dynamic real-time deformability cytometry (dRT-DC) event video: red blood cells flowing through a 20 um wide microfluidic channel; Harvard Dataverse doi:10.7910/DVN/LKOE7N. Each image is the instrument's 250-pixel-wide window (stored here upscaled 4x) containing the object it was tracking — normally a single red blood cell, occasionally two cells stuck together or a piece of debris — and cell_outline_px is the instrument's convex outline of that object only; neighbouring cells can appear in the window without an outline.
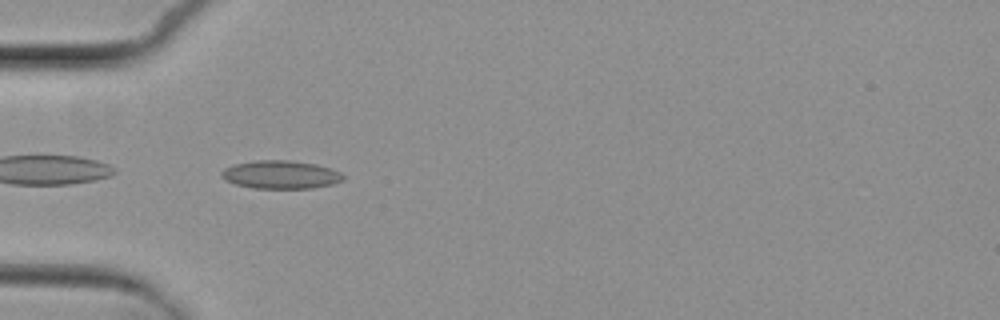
{"species": "common noctule bat (a hibernating species)", "species_latin": "Nyctalus noctula", "temperature_condition": "cold", "stored_images_in_passage": 7, "camera_frame_rate_fps": 3000, "um_per_image_px": 0.085, "animal": {"sex": "female", "body_mass_g": 29.2, "forearm_length_mm": 56.3}, "frame": {"image": 1, "passage_image": 6, "time_ms": 5.667, "image_size_px": [1000, 320], "cell_outline_px": [[344, 180], [332, 184], [312, 188], [252, 188], [236, 184], [224, 180], [220, 176], [220, 172], [224, 168], [236, 164], [256, 160], [292, 160], [316, 164], [340, 172], [344, 176]], "centroid_in_image_um": [23.84, 14.84], "position_along_channel_um": 61.2, "area_um2": 20.0}}